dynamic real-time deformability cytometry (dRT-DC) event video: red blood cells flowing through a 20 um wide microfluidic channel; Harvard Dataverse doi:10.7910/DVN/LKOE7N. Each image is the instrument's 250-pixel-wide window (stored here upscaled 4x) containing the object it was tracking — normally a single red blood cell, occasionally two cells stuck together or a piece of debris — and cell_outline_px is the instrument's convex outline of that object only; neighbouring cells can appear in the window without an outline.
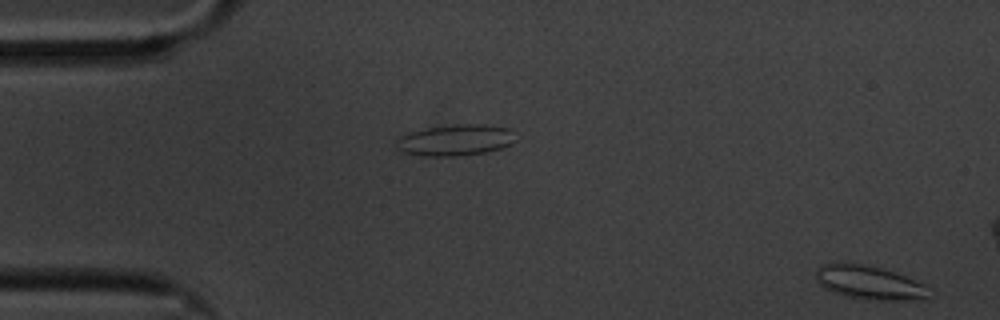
{"species": "common noctule bat (a hibernating species)", "species_latin": "Nyctalus noctula", "temperature_condition": "cold", "stored_images_in_passage": 15, "camera_frame_rate_fps": 3000, "um_per_image_px": 0.085, "animal": {"sex": "male", "body_mass_g": 20.1, "forearm_length_mm": 53.5}, "frame": {"image": 1, "passage_image": 1, "time_ms": 0.0, "image_size_px": [1000, 320], "cell_outline_px": [[928, 296], [924, 300], [868, 300], [844, 296], [832, 292], [824, 288], [816, 280], [816, 268], [820, 264], [844, 260], [864, 264], [880, 268], [904, 276], [924, 284]], "centroid_in_image_um": [73.78, 24.0], "position_along_channel_um": 11.2, "area_um2": 22.6}}